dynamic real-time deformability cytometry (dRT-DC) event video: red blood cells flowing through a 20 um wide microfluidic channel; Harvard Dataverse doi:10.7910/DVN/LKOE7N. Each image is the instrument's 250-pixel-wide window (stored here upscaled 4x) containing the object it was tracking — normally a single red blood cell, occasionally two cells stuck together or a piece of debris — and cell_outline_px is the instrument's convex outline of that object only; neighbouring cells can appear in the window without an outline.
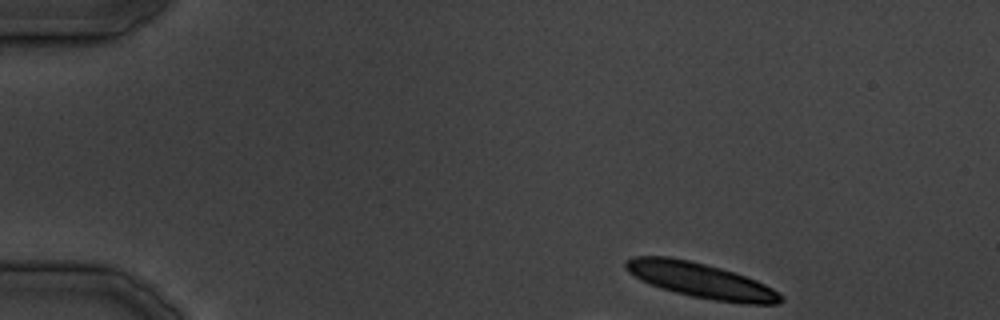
{"species": "common noctule bat (a hibernating species)", "species_latin": "Nyctalus noctula", "temperature_condition": "cold", "stored_images_in_passage": 7, "camera_frame_rate_fps": 3000, "um_per_image_px": 0.085, "animal": {"sex": "male", "body_mass_g": 19.5, "forearm_length_mm": 54.6}, "frame": {"image": 1, "passage_image": 1, "time_ms": 0.0, "image_size_px": [1000, 320], "cell_outline_px": [[784, 300], [780, 304], [744, 304], [712, 300], [692, 296], [660, 288], [640, 280], [628, 272], [624, 268], [624, 260], [632, 256], [668, 256], [688, 260], [720, 268], [756, 280], [772, 288], [784, 296]], "centroid_in_image_um": [59.55, 23.84], "position_along_channel_um": 25.4, "area_um2": 31.73}}